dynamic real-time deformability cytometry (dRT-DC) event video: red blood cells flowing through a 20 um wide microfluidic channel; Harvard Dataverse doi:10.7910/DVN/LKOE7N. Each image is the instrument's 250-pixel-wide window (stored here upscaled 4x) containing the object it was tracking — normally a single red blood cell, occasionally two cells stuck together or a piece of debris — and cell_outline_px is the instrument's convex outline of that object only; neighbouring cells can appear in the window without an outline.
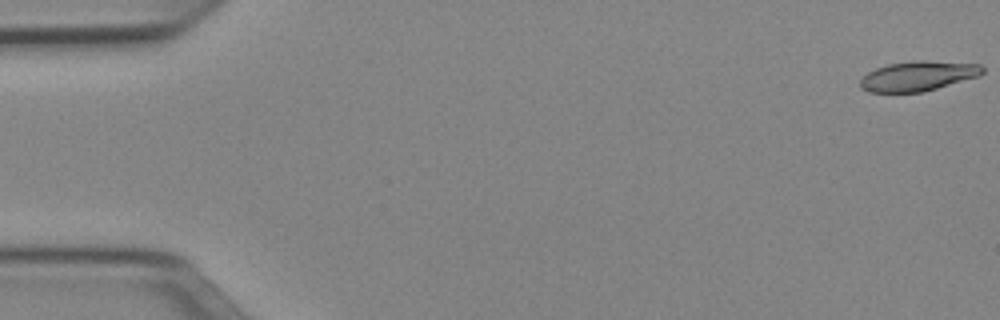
{"species": "Egyptian fruit bat (a non-hibernating species)", "species_latin": "Rousettus aegyptiacus", "temperature_condition": "cold", "stored_images_in_passage": 52, "camera_frame_rate_fps": 3000, "um_per_image_px": 0.085, "animal": {"sex": "female"}, "frame": {"image": 1, "passage_image": 1, "time_ms": 0.0, "image_size_px": [1000, 320], "cell_outline_px": [[984, 72], [980, 76], [924, 92], [868, 92], [860, 88], [860, 80], [868, 72], [876, 68], [888, 64], [912, 60], [924, 60], [980, 64], [984, 68]], "centroid_in_image_um": [78.05, 6.46], "position_along_channel_um": 7.0, "area_um2": 21.44}}
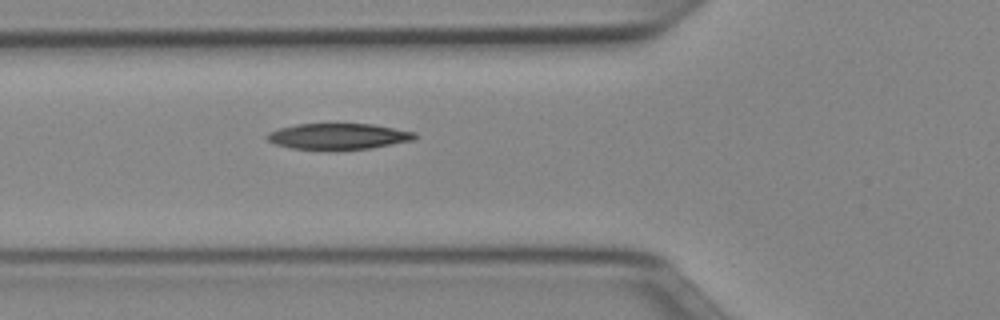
{"frame": {"image": 2, "passage_image": 19, "time_ms": 6.0, "image_size_px": [1000, 320], "cell_outline_px": [[416, 140], [372, 148], [292, 148], [276, 144], [268, 140], [264, 136], [268, 132], [280, 128], [296, 124], [372, 124], [416, 132]], "centroid_in_image_um": [28.79, 11.57], "position_along_channel_um": 97.0, "area_um2": 21.91}}
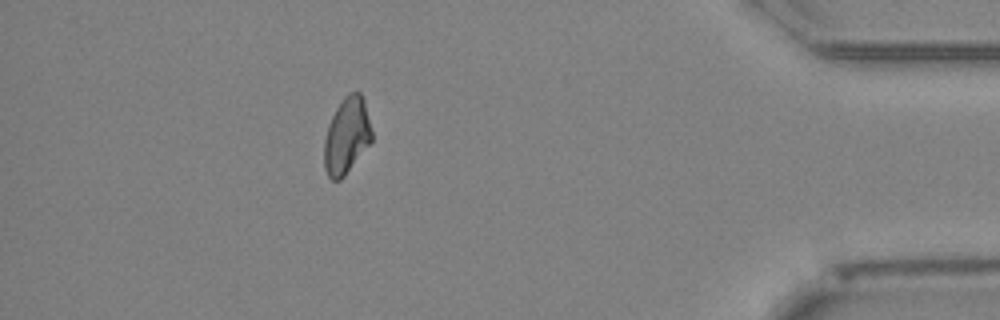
{"frame": {"image": 3, "passage_image": 46, "time_ms": 15.0, "image_size_px": [1000, 320], "cell_outline_px": [[372, 140], [344, 176], [340, 180], [332, 180], [328, 176], [324, 168], [324, 140], [328, 124], [336, 108], [344, 96], [348, 92], [360, 92], [364, 100], [372, 132]], "centroid_in_image_um": [29.45, 11.53], "position_along_channel_um": 405.7, "area_um2": 21.04}, "authors_computed_cell_mechanics": {"area_um2": 21.9929, "velocity_mm_per_s": 3.9574, "shape_relaxation_time_tau1_ms": 6.2838, "shape_relaxation_time_tau2_ms": null, "deformation_change_tau1": 0.174, "deformation_change_tau2": null}}